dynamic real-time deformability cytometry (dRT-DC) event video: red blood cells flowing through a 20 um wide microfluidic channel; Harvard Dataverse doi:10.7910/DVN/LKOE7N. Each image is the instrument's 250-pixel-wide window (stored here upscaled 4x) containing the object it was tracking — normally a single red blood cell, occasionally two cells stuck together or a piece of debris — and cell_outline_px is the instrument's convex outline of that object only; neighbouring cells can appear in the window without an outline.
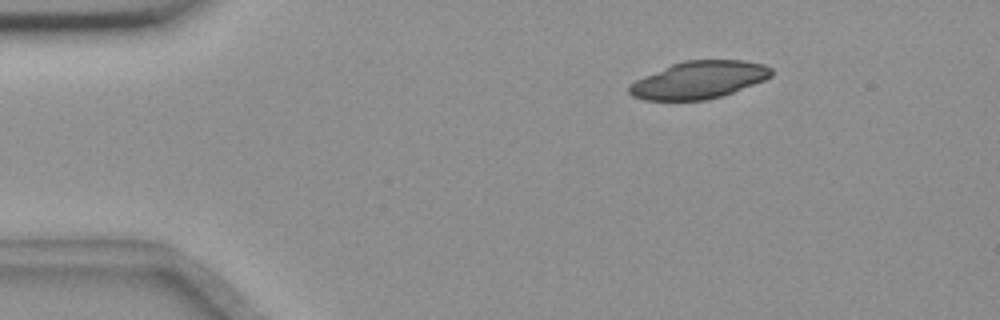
{"species": "common noctule bat (a hibernating species)", "species_latin": "Nyctalus noctula", "temperature_condition": "room temperature", "stored_images_in_passage": 4, "camera_frame_rate_fps": 3000, "um_per_image_px": 0.085, "animal": {"sex": "female", "body_mass_g": 18.4}, "frame": {"image": 1, "passage_image": 1, "time_ms": 0.0, "image_size_px": [1000, 320], "cell_outline_px": [[772, 76], [764, 80], [732, 92], [720, 96], [704, 100], [644, 100], [632, 96], [628, 92], [628, 84], [644, 76], [672, 64], [684, 60], [744, 60], [764, 64], [772, 68]], "centroid_in_image_um": [59.39, 6.79], "position_along_channel_um": 25.6, "area_um2": 30.87}}